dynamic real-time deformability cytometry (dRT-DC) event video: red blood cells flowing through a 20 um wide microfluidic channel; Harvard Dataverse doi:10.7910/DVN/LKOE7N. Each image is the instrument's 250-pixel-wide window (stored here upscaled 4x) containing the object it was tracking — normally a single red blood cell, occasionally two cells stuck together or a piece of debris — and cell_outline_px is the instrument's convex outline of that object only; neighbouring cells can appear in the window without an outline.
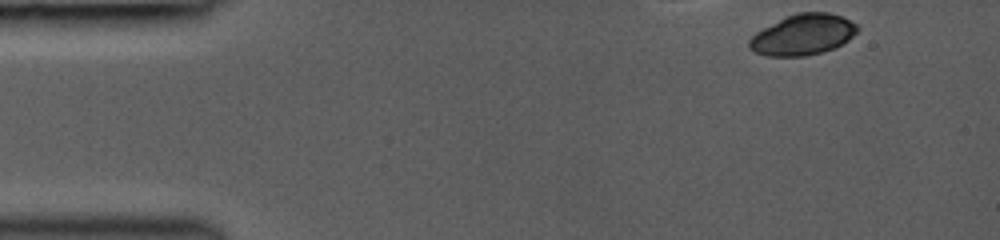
{"species": "common noctule bat (a hibernating species)", "species_latin": "Nyctalus noctula", "temperature_condition": "room temperature", "stored_images_in_passage": 11, "camera_frame_rate_fps": 3000, "um_per_image_px": 0.085, "animal": {"sex": "female", "body_mass_g": 19.0, "forearm_length_mm": 53.3}, "frame": {"image": 1, "passage_image": 1, "time_ms": 0.0, "image_size_px": [1000, 240], "cell_outline_px": [[860, 28], [848, 40], [832, 48], [820, 52], [804, 56], [768, 56], [756, 52], [748, 48], [748, 40], [756, 32], [796, 12], [828, 12], [840, 16], [856, 24]], "centroid_in_image_um": [68.23, 2.95], "position_along_channel_um": 16.8, "area_um2": 25.26}}